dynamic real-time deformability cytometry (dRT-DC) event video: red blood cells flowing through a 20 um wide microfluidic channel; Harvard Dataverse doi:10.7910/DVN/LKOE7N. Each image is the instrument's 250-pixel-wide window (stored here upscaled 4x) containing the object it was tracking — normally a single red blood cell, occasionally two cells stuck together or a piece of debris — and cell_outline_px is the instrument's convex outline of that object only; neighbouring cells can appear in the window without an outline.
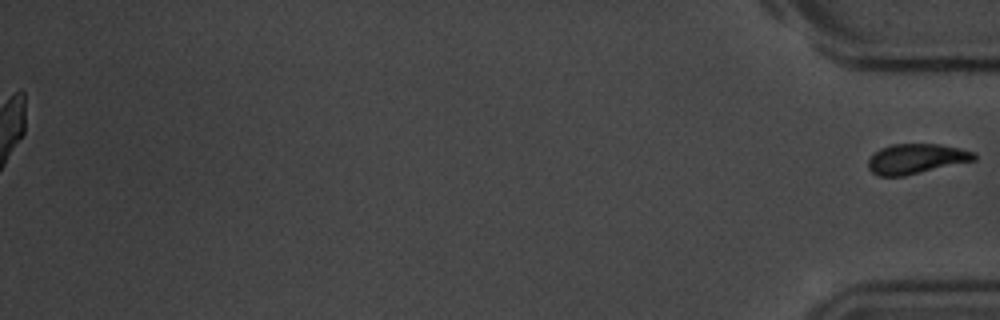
{"species": "common noctule bat (a hibernating species)", "species_latin": "Nyctalus noctula", "temperature_condition": "room temperature", "stored_images_in_passage": 55, "segment_of_instrument_passage": [2, 2], "camera_frame_rate_fps": 3000, "um_per_image_px": 0.085, "animal": {"sex": "male", "body_mass_g": 20.1, "forearm_length_mm": 53.5}, "frame": {"image": 1, "passage_image": 55, "time_ms": 18.0, "image_size_px": [1000, 320], "cell_outline_px": [[976, 160], [904, 176], [880, 176], [872, 172], [868, 168], [868, 160], [880, 148], [892, 144], [940, 144], [960, 148], [976, 152]], "centroid_in_image_um": [77.9, 13.49], "position_along_channel_um": 357.3, "area_um2": 18.5}}